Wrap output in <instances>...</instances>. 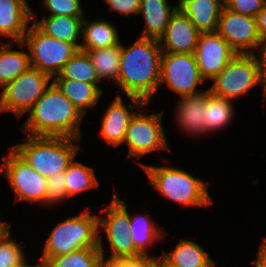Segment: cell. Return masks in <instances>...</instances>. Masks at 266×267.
Instances as JSON below:
<instances>
[{"mask_svg":"<svg viewBox=\"0 0 266 267\" xmlns=\"http://www.w3.org/2000/svg\"><path fill=\"white\" fill-rule=\"evenodd\" d=\"M84 18H73L65 15H50L43 17L33 24L45 35L74 44L80 49L78 36L82 32V21Z\"/></svg>","mask_w":266,"mask_h":267,"instance_id":"cell-23","label":"cell"},{"mask_svg":"<svg viewBox=\"0 0 266 267\" xmlns=\"http://www.w3.org/2000/svg\"><path fill=\"white\" fill-rule=\"evenodd\" d=\"M255 18H256L258 35L260 39H264L266 38V4Z\"/></svg>","mask_w":266,"mask_h":267,"instance_id":"cell-38","label":"cell"},{"mask_svg":"<svg viewBox=\"0 0 266 267\" xmlns=\"http://www.w3.org/2000/svg\"><path fill=\"white\" fill-rule=\"evenodd\" d=\"M115 27L112 23L103 19L88 22L84 18L81 32L83 34V43L80 44L79 50L85 52L86 50L120 45L118 31Z\"/></svg>","mask_w":266,"mask_h":267,"instance_id":"cell-24","label":"cell"},{"mask_svg":"<svg viewBox=\"0 0 266 267\" xmlns=\"http://www.w3.org/2000/svg\"><path fill=\"white\" fill-rule=\"evenodd\" d=\"M258 260L252 261L256 265V267H266V238L265 242L260 245V249L258 251Z\"/></svg>","mask_w":266,"mask_h":267,"instance_id":"cell-40","label":"cell"},{"mask_svg":"<svg viewBox=\"0 0 266 267\" xmlns=\"http://www.w3.org/2000/svg\"><path fill=\"white\" fill-rule=\"evenodd\" d=\"M216 32L237 54H253V48H257L260 41L255 17L235 13L225 7Z\"/></svg>","mask_w":266,"mask_h":267,"instance_id":"cell-13","label":"cell"},{"mask_svg":"<svg viewBox=\"0 0 266 267\" xmlns=\"http://www.w3.org/2000/svg\"><path fill=\"white\" fill-rule=\"evenodd\" d=\"M110 10L124 15L139 14L141 0H105Z\"/></svg>","mask_w":266,"mask_h":267,"instance_id":"cell-36","label":"cell"},{"mask_svg":"<svg viewBox=\"0 0 266 267\" xmlns=\"http://www.w3.org/2000/svg\"><path fill=\"white\" fill-rule=\"evenodd\" d=\"M266 0H224V7L232 12L256 17Z\"/></svg>","mask_w":266,"mask_h":267,"instance_id":"cell-35","label":"cell"},{"mask_svg":"<svg viewBox=\"0 0 266 267\" xmlns=\"http://www.w3.org/2000/svg\"><path fill=\"white\" fill-rule=\"evenodd\" d=\"M52 82L83 116L87 113L86 108H94L96 106L103 93L97 84L73 79H53Z\"/></svg>","mask_w":266,"mask_h":267,"instance_id":"cell-22","label":"cell"},{"mask_svg":"<svg viewBox=\"0 0 266 267\" xmlns=\"http://www.w3.org/2000/svg\"><path fill=\"white\" fill-rule=\"evenodd\" d=\"M51 78L49 74L30 67L4 86L0 97L1 110L11 111L18 117L30 111L34 103L50 86Z\"/></svg>","mask_w":266,"mask_h":267,"instance_id":"cell-9","label":"cell"},{"mask_svg":"<svg viewBox=\"0 0 266 267\" xmlns=\"http://www.w3.org/2000/svg\"><path fill=\"white\" fill-rule=\"evenodd\" d=\"M99 217L90 211L59 222L48 236L42 258H53L75 250L99 247Z\"/></svg>","mask_w":266,"mask_h":267,"instance_id":"cell-5","label":"cell"},{"mask_svg":"<svg viewBox=\"0 0 266 267\" xmlns=\"http://www.w3.org/2000/svg\"><path fill=\"white\" fill-rule=\"evenodd\" d=\"M64 176L68 198L98 185L94 169L79 161L73 160L64 172Z\"/></svg>","mask_w":266,"mask_h":267,"instance_id":"cell-31","label":"cell"},{"mask_svg":"<svg viewBox=\"0 0 266 267\" xmlns=\"http://www.w3.org/2000/svg\"><path fill=\"white\" fill-rule=\"evenodd\" d=\"M9 153L3 158L4 162H0L4 164L0 171L6 169L4 175L15 192V202L26 200L46 205L47 178L37 173L13 149Z\"/></svg>","mask_w":266,"mask_h":267,"instance_id":"cell-11","label":"cell"},{"mask_svg":"<svg viewBox=\"0 0 266 267\" xmlns=\"http://www.w3.org/2000/svg\"><path fill=\"white\" fill-rule=\"evenodd\" d=\"M35 17L26 0H0V34L22 42ZM27 29V30H26Z\"/></svg>","mask_w":266,"mask_h":267,"instance_id":"cell-16","label":"cell"},{"mask_svg":"<svg viewBox=\"0 0 266 267\" xmlns=\"http://www.w3.org/2000/svg\"><path fill=\"white\" fill-rule=\"evenodd\" d=\"M177 9L169 6L167 0H141L139 14H143L145 28L140 37L159 40Z\"/></svg>","mask_w":266,"mask_h":267,"instance_id":"cell-19","label":"cell"},{"mask_svg":"<svg viewBox=\"0 0 266 267\" xmlns=\"http://www.w3.org/2000/svg\"><path fill=\"white\" fill-rule=\"evenodd\" d=\"M200 33L190 19L177 9L169 20L165 34L159 39L161 51L194 54Z\"/></svg>","mask_w":266,"mask_h":267,"instance_id":"cell-15","label":"cell"},{"mask_svg":"<svg viewBox=\"0 0 266 267\" xmlns=\"http://www.w3.org/2000/svg\"><path fill=\"white\" fill-rule=\"evenodd\" d=\"M203 81L194 54L162 53L159 85L165 82L183 97L200 93L195 90Z\"/></svg>","mask_w":266,"mask_h":267,"instance_id":"cell-12","label":"cell"},{"mask_svg":"<svg viewBox=\"0 0 266 267\" xmlns=\"http://www.w3.org/2000/svg\"><path fill=\"white\" fill-rule=\"evenodd\" d=\"M68 198L64 172L55 174L47 178L46 204H55Z\"/></svg>","mask_w":266,"mask_h":267,"instance_id":"cell-34","label":"cell"},{"mask_svg":"<svg viewBox=\"0 0 266 267\" xmlns=\"http://www.w3.org/2000/svg\"><path fill=\"white\" fill-rule=\"evenodd\" d=\"M113 199L106 210L104 217H99L101 227L111 248V256L104 258V262L117 259H137L143 257L136 249L130 235V215L127 205L119 199L118 193H113Z\"/></svg>","mask_w":266,"mask_h":267,"instance_id":"cell-8","label":"cell"},{"mask_svg":"<svg viewBox=\"0 0 266 267\" xmlns=\"http://www.w3.org/2000/svg\"><path fill=\"white\" fill-rule=\"evenodd\" d=\"M26 267H42V266H41L40 263H38L37 265H34V266H32V265H27Z\"/></svg>","mask_w":266,"mask_h":267,"instance_id":"cell-44","label":"cell"},{"mask_svg":"<svg viewBox=\"0 0 266 267\" xmlns=\"http://www.w3.org/2000/svg\"><path fill=\"white\" fill-rule=\"evenodd\" d=\"M223 7L224 0H188L178 9L201 33H207L216 32Z\"/></svg>","mask_w":266,"mask_h":267,"instance_id":"cell-18","label":"cell"},{"mask_svg":"<svg viewBox=\"0 0 266 267\" xmlns=\"http://www.w3.org/2000/svg\"><path fill=\"white\" fill-rule=\"evenodd\" d=\"M24 129L30 136L81 138L83 115L52 82L29 111Z\"/></svg>","mask_w":266,"mask_h":267,"instance_id":"cell-2","label":"cell"},{"mask_svg":"<svg viewBox=\"0 0 266 267\" xmlns=\"http://www.w3.org/2000/svg\"><path fill=\"white\" fill-rule=\"evenodd\" d=\"M57 76V77H56ZM54 79H73L76 81L97 84L98 79L88 54L78 50L63 66Z\"/></svg>","mask_w":266,"mask_h":267,"instance_id":"cell-30","label":"cell"},{"mask_svg":"<svg viewBox=\"0 0 266 267\" xmlns=\"http://www.w3.org/2000/svg\"><path fill=\"white\" fill-rule=\"evenodd\" d=\"M213 80L209 91L215 96L232 100L260 83L266 99V77L261 73L255 54H236Z\"/></svg>","mask_w":266,"mask_h":267,"instance_id":"cell-6","label":"cell"},{"mask_svg":"<svg viewBox=\"0 0 266 267\" xmlns=\"http://www.w3.org/2000/svg\"><path fill=\"white\" fill-rule=\"evenodd\" d=\"M186 1H188V0H178V6H177V8H179L183 3H185Z\"/></svg>","mask_w":266,"mask_h":267,"instance_id":"cell-43","label":"cell"},{"mask_svg":"<svg viewBox=\"0 0 266 267\" xmlns=\"http://www.w3.org/2000/svg\"><path fill=\"white\" fill-rule=\"evenodd\" d=\"M9 44L10 41L0 45V87H4L31 67L29 54L12 50Z\"/></svg>","mask_w":266,"mask_h":267,"instance_id":"cell-27","label":"cell"},{"mask_svg":"<svg viewBox=\"0 0 266 267\" xmlns=\"http://www.w3.org/2000/svg\"><path fill=\"white\" fill-rule=\"evenodd\" d=\"M23 139L25 143L13 145L12 149L46 178L65 172L80 149L73 143L80 141L77 138L28 135Z\"/></svg>","mask_w":266,"mask_h":267,"instance_id":"cell-3","label":"cell"},{"mask_svg":"<svg viewBox=\"0 0 266 267\" xmlns=\"http://www.w3.org/2000/svg\"><path fill=\"white\" fill-rule=\"evenodd\" d=\"M121 43L118 83L139 110L147 105L160 82L162 51L159 40L138 38L128 48Z\"/></svg>","mask_w":266,"mask_h":267,"instance_id":"cell-1","label":"cell"},{"mask_svg":"<svg viewBox=\"0 0 266 267\" xmlns=\"http://www.w3.org/2000/svg\"><path fill=\"white\" fill-rule=\"evenodd\" d=\"M258 46H260L261 49L259 50V55L258 57L256 56V59L261 73L266 77V38L260 39Z\"/></svg>","mask_w":266,"mask_h":267,"instance_id":"cell-39","label":"cell"},{"mask_svg":"<svg viewBox=\"0 0 266 267\" xmlns=\"http://www.w3.org/2000/svg\"><path fill=\"white\" fill-rule=\"evenodd\" d=\"M43 6L51 15H65L73 18H84L80 0H43Z\"/></svg>","mask_w":266,"mask_h":267,"instance_id":"cell-33","label":"cell"},{"mask_svg":"<svg viewBox=\"0 0 266 267\" xmlns=\"http://www.w3.org/2000/svg\"><path fill=\"white\" fill-rule=\"evenodd\" d=\"M135 113L128 110L120 95L116 96L103 116L101 136L104 140L114 147L123 143L130 120Z\"/></svg>","mask_w":266,"mask_h":267,"instance_id":"cell-17","label":"cell"},{"mask_svg":"<svg viewBox=\"0 0 266 267\" xmlns=\"http://www.w3.org/2000/svg\"><path fill=\"white\" fill-rule=\"evenodd\" d=\"M11 225L0 235V267H26L20 244L10 238Z\"/></svg>","mask_w":266,"mask_h":267,"instance_id":"cell-32","label":"cell"},{"mask_svg":"<svg viewBox=\"0 0 266 267\" xmlns=\"http://www.w3.org/2000/svg\"><path fill=\"white\" fill-rule=\"evenodd\" d=\"M11 225V223H7L4 221H0V235L3 233L4 230H6L9 226Z\"/></svg>","mask_w":266,"mask_h":267,"instance_id":"cell-42","label":"cell"},{"mask_svg":"<svg viewBox=\"0 0 266 267\" xmlns=\"http://www.w3.org/2000/svg\"><path fill=\"white\" fill-rule=\"evenodd\" d=\"M105 267H154V258L117 259L105 263Z\"/></svg>","mask_w":266,"mask_h":267,"instance_id":"cell-37","label":"cell"},{"mask_svg":"<svg viewBox=\"0 0 266 267\" xmlns=\"http://www.w3.org/2000/svg\"><path fill=\"white\" fill-rule=\"evenodd\" d=\"M159 258L170 267H213L216 265V262L199 244L182 238L171 254L163 251Z\"/></svg>","mask_w":266,"mask_h":267,"instance_id":"cell-21","label":"cell"},{"mask_svg":"<svg viewBox=\"0 0 266 267\" xmlns=\"http://www.w3.org/2000/svg\"><path fill=\"white\" fill-rule=\"evenodd\" d=\"M154 267H170L167 264H165L159 257L156 259L154 257Z\"/></svg>","mask_w":266,"mask_h":267,"instance_id":"cell-41","label":"cell"},{"mask_svg":"<svg viewBox=\"0 0 266 267\" xmlns=\"http://www.w3.org/2000/svg\"><path fill=\"white\" fill-rule=\"evenodd\" d=\"M205 134L213 130H220L233 119L234 108L231 100L213 95L209 89L205 92Z\"/></svg>","mask_w":266,"mask_h":267,"instance_id":"cell-26","label":"cell"},{"mask_svg":"<svg viewBox=\"0 0 266 267\" xmlns=\"http://www.w3.org/2000/svg\"><path fill=\"white\" fill-rule=\"evenodd\" d=\"M101 235L99 247L75 250L69 254L53 258H41L42 267H105Z\"/></svg>","mask_w":266,"mask_h":267,"instance_id":"cell-25","label":"cell"},{"mask_svg":"<svg viewBox=\"0 0 266 267\" xmlns=\"http://www.w3.org/2000/svg\"><path fill=\"white\" fill-rule=\"evenodd\" d=\"M94 68L98 79H112L118 83L120 63H121V44L106 48H97L85 51Z\"/></svg>","mask_w":266,"mask_h":267,"instance_id":"cell-28","label":"cell"},{"mask_svg":"<svg viewBox=\"0 0 266 267\" xmlns=\"http://www.w3.org/2000/svg\"><path fill=\"white\" fill-rule=\"evenodd\" d=\"M237 53L217 33H200L194 56L204 80L214 79Z\"/></svg>","mask_w":266,"mask_h":267,"instance_id":"cell-14","label":"cell"},{"mask_svg":"<svg viewBox=\"0 0 266 267\" xmlns=\"http://www.w3.org/2000/svg\"><path fill=\"white\" fill-rule=\"evenodd\" d=\"M29 49L31 67L56 76L65 63L79 50L74 44L50 37L41 32L33 23L22 42Z\"/></svg>","mask_w":266,"mask_h":267,"instance_id":"cell-7","label":"cell"},{"mask_svg":"<svg viewBox=\"0 0 266 267\" xmlns=\"http://www.w3.org/2000/svg\"><path fill=\"white\" fill-rule=\"evenodd\" d=\"M129 230L135 249L143 257H150L147 253V247L163 238V230L155 227V224L150 220V217L148 218V215L140 217L138 214L130 217Z\"/></svg>","mask_w":266,"mask_h":267,"instance_id":"cell-29","label":"cell"},{"mask_svg":"<svg viewBox=\"0 0 266 267\" xmlns=\"http://www.w3.org/2000/svg\"><path fill=\"white\" fill-rule=\"evenodd\" d=\"M182 98L176 110L179 126L188 132L186 134H204L205 92L201 91Z\"/></svg>","mask_w":266,"mask_h":267,"instance_id":"cell-20","label":"cell"},{"mask_svg":"<svg viewBox=\"0 0 266 267\" xmlns=\"http://www.w3.org/2000/svg\"><path fill=\"white\" fill-rule=\"evenodd\" d=\"M139 164L148 175L151 185L163 197L184 206H208L213 203L207 191L208 182L178 168Z\"/></svg>","mask_w":266,"mask_h":267,"instance_id":"cell-4","label":"cell"},{"mask_svg":"<svg viewBox=\"0 0 266 267\" xmlns=\"http://www.w3.org/2000/svg\"><path fill=\"white\" fill-rule=\"evenodd\" d=\"M161 113L145 115L136 112L131 118L123 142L128 144V158L142 156L156 150H170L162 126Z\"/></svg>","mask_w":266,"mask_h":267,"instance_id":"cell-10","label":"cell"}]
</instances>
